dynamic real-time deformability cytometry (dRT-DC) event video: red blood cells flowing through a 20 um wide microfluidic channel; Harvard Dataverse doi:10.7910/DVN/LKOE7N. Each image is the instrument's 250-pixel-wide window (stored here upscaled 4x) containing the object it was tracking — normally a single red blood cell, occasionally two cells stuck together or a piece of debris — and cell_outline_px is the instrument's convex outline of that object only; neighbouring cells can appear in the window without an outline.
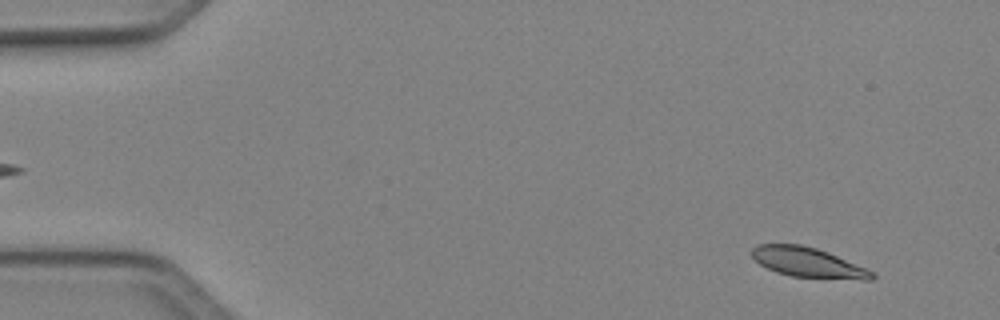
{"species": "Egyptian fruit bat (a non-hibernating species)", "species_latin": "Rousettus aegyptiacus", "temperature_condition": "cold", "stored_images_in_passage": 50, "camera_frame_rate_fps": 3000, "um_per_image_px": 0.085, "animal": {"sex": "female"}, "frame": {"image": 1, "passage_image": 4, "time_ms": 1.0, "image_size_px": [1000, 320], "cell_outline_px": [[876, 276], [872, 280], [864, 280], [792, 276], [776, 272], [760, 264], [752, 256], [752, 248], [756, 244], [800, 244], [816, 248], [828, 252], [868, 268]], "centroid_in_image_um": [68.71, 22.3], "position_along_channel_um": 16.3, "area_um2": 20.87}}
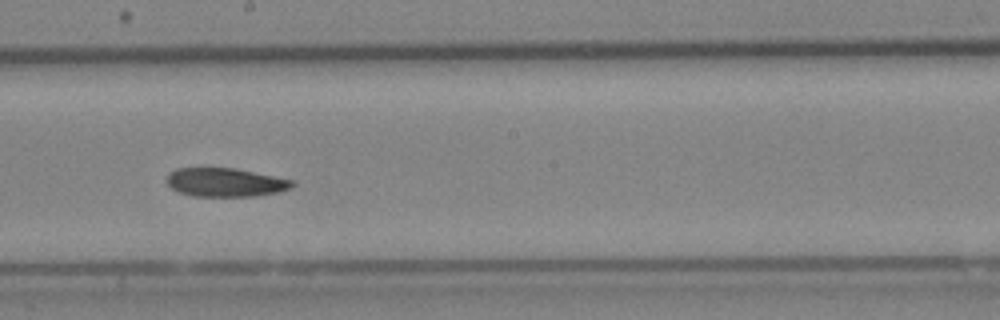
{"frame": {"image": 2, "passage_image": 28, "time_ms": 9.0, "image_size_px": [1000, 320], "cell_outline_px": [[296, 184], [288, 188], [276, 192], [256, 196], [192, 196], [180, 192], [172, 188], [164, 180], [168, 172], [176, 168], [232, 168], [292, 180]], "centroid_in_image_um": [19.07, 15.5], "position_along_channel_um": 229.1, "area_um2": 20.75}}
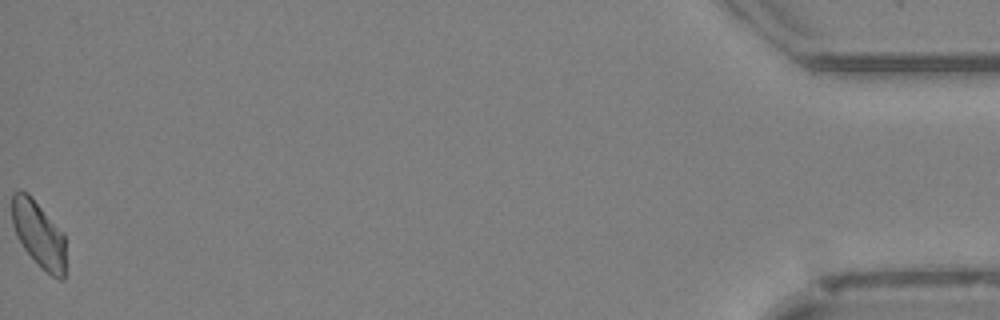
{"frame": {"image": 3, "passage_image": 50, "time_ms": 16.333, "image_size_px": [1000, 320], "cell_outline_px": [[64, 280], [60, 280], [52, 276], [40, 268], [24, 248], [16, 236], [12, 224], [12, 192], [20, 188], [28, 192], [64, 232]], "centroid_in_image_um": [3.27, 19.87], "position_along_channel_um": 431.9, "area_um2": 21.1}}